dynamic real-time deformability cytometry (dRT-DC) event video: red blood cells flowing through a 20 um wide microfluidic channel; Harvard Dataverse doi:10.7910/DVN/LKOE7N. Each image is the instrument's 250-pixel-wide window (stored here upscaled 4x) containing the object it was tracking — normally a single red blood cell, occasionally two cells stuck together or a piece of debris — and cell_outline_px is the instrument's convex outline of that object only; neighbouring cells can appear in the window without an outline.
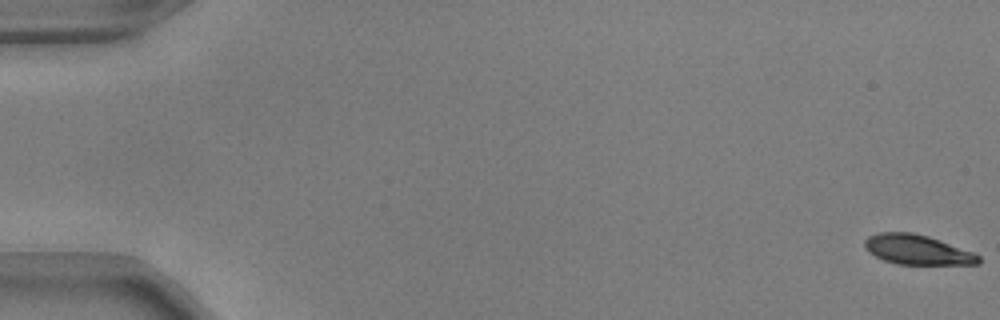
{"species": "common noctule bat (a hibernating species)", "species_latin": "Nyctalus noctula", "temperature_condition": "warm", "stored_images_in_passage": 54, "camera_frame_rate_fps": 3000, "um_per_image_px": 0.085, "animal": {"sex": "male", "body_mass_g": 17.9, "forearm_length_mm": 54.2}, "frame": {"image": 1, "passage_image": 1, "time_ms": 0.0, "image_size_px": [1000, 320], "cell_outline_px": [[980, 264], [896, 264], [884, 260], [868, 252], [864, 248], [864, 240], [868, 236], [880, 232], [912, 232], [928, 236], [976, 252], [980, 256]], "centroid_in_image_um": [77.98, 21.22], "position_along_channel_um": 7.0, "area_um2": 19.94}}
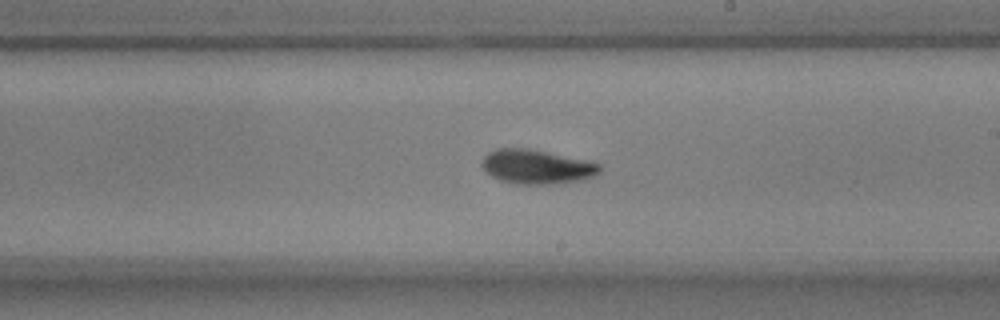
{"frame": {"image": 2, "passage_image": 32, "time_ms": 10.333, "image_size_px": [1000, 320], "cell_outline_px": [[600, 172], [596, 176], [584, 180], [548, 184], [520, 184], [500, 180], [492, 176], [480, 164], [484, 156], [488, 152], [496, 148], [528, 148], [600, 164]], "centroid_in_image_um": [45.6, 14.18], "position_along_channel_um": 243.4, "area_um2": 23.24}}
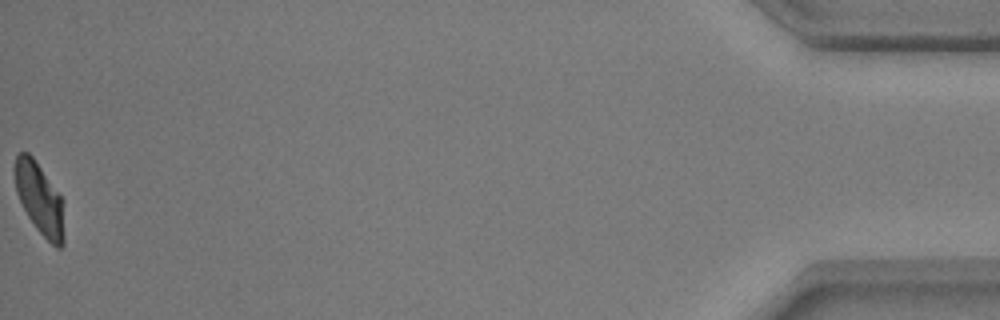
{"frame": {"image": 3, "passage_image": 54, "time_ms": 17.667, "image_size_px": [1000, 320], "cell_outline_px": [[64, 244], [60, 248], [56, 248], [36, 228], [28, 216], [16, 192], [12, 168], [16, 156], [20, 152], [28, 152], [32, 156], [60, 196], [64, 236]], "centroid_in_image_um": [3.31, 16.87], "position_along_channel_um": 431.9, "area_um2": 20.17}, "authors_computed_cell_mechanics": {"area_um2": 21.8773, "velocity_mm_per_s": 3.8291, "shape_relaxation_time_tau1_ms": 2.4102, "shape_relaxation_time_tau2_ms": 2.4157, "deformation_change_tau1": 0.1673, "deformation_change_tau2": 0.0805}}